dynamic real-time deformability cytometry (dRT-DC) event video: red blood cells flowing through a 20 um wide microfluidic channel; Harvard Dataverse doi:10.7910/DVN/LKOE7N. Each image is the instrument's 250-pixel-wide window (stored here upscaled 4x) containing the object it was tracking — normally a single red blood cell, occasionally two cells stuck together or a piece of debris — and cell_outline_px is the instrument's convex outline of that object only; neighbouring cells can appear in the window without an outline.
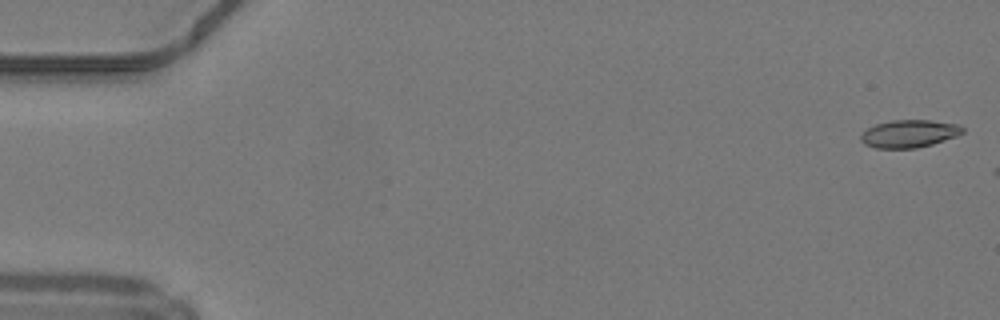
{"species": "common noctule bat (a hibernating species)", "species_latin": "Nyctalus noctula", "temperature_condition": "warm", "stored_images_in_passage": 2, "camera_frame_rate_fps": 3000, "um_per_image_px": 0.085, "animal": {"sex": "male", "body_mass_g": 19.2, "forearm_length_mm": 51.8}, "frame": {"image": 1, "passage_image": 1, "time_ms": 0.0, "image_size_px": [1000, 320], "cell_outline_px": [[964, 132], [956, 136], [932, 144], [916, 148], [876, 148], [864, 144], [860, 140], [860, 136], [868, 128], [876, 124], [892, 120], [928, 120], [960, 124], [964, 128]], "centroid_in_image_um": [77.29, 11.36], "position_along_channel_um": 7.7, "area_um2": 16.36}}